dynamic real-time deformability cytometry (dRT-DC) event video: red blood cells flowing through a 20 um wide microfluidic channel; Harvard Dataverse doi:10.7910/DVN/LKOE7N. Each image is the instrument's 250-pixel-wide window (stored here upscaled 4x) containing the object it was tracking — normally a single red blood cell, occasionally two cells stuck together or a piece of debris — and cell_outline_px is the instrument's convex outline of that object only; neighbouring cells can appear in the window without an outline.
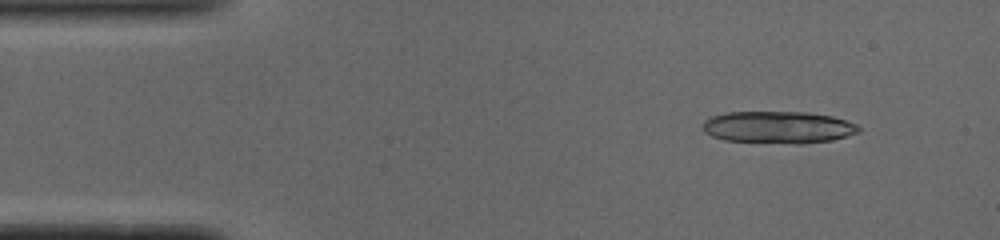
{"species": "common noctule bat (a hibernating species)", "species_latin": "Nyctalus noctula", "temperature_condition": "cold", "stored_images_in_passage": 45, "segment_of_instrument_passage": [1, 2], "camera_frame_rate_fps": 3000, "um_per_image_px": 0.085, "animal": {"sex": "male", "body_mass_g": 19.0, "forearm_length_mm": 50.8}, "frame": {"image": 1, "passage_image": 1, "time_ms": 0.0, "image_size_px": [1000, 240], "cell_outline_px": [[860, 132], [848, 136], [832, 140], [800, 144], [796, 144], [724, 140], [712, 136], [704, 132], [704, 120], [712, 116], [724, 112], [808, 112], [832, 116], [856, 124], [860, 128]], "centroid_in_image_um": [66.16, 10.82], "position_along_channel_um": 18.8, "area_um2": 29.25}}